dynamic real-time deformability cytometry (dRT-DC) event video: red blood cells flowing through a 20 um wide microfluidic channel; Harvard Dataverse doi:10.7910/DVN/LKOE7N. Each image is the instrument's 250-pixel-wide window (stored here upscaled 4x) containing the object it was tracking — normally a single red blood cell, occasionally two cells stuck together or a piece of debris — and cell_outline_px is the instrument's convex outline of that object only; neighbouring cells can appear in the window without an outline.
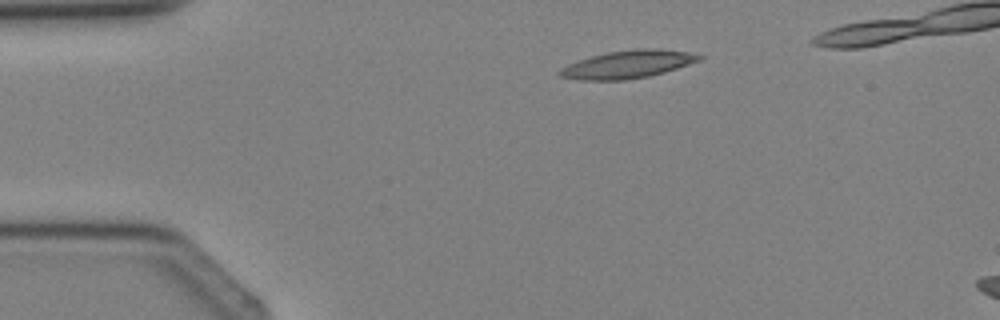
{"species": "Egyptian fruit bat (a non-hibernating species)", "species_latin": "Rousettus aegyptiacus", "temperature_condition": "cold", "stored_images_in_passage": 4, "camera_frame_rate_fps": 3000, "um_per_image_px": 0.085, "animal": {"sex": "female"}, "frame": {"image": 1, "passage_image": 2, "time_ms": 1.0, "image_size_px": [1000, 320], "cell_outline_px": [[704, 56], [700, 60], [664, 72], [648, 76], [624, 80], [580, 80], [560, 76], [556, 72], [560, 68], [568, 64], [592, 56], [608, 52], [636, 48], [652, 48], [688, 52]], "centroid_in_image_um": [53.33, 5.47], "position_along_channel_um": 31.7, "area_um2": 22.37}}